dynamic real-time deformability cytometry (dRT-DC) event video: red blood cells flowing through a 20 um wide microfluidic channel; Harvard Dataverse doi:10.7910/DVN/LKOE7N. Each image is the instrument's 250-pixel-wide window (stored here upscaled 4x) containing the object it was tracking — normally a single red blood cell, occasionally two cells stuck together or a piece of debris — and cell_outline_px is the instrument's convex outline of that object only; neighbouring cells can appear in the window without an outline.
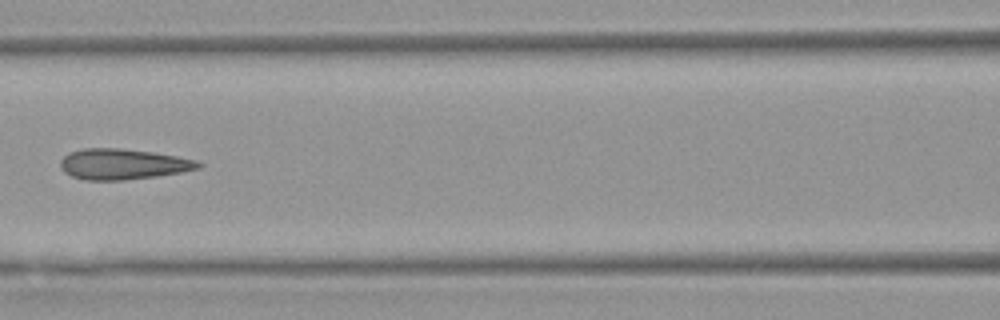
{"species": "Egyptian fruit bat (a non-hibernating species)", "species_latin": "Rousettus aegyptiacus", "temperature_condition": "warm", "stored_images_in_passage": 5, "camera_frame_rate_fps": 3000, "um_per_image_px": 0.085, "animal": {"sex": "female"}, "frame": {"image": 1, "passage_image": 4, "time_ms": 3.667, "image_size_px": [1000, 320], "cell_outline_px": [[204, 164], [200, 168], [180, 172], [156, 176], [124, 180], [84, 180], [72, 176], [64, 172], [60, 168], [60, 160], [68, 152], [84, 148], [120, 148], [152, 152], [176, 156], [196, 160]], "centroid_in_image_um": [10.42, 13.95], "position_along_channel_um": 156.2, "area_um2": 24.68}}
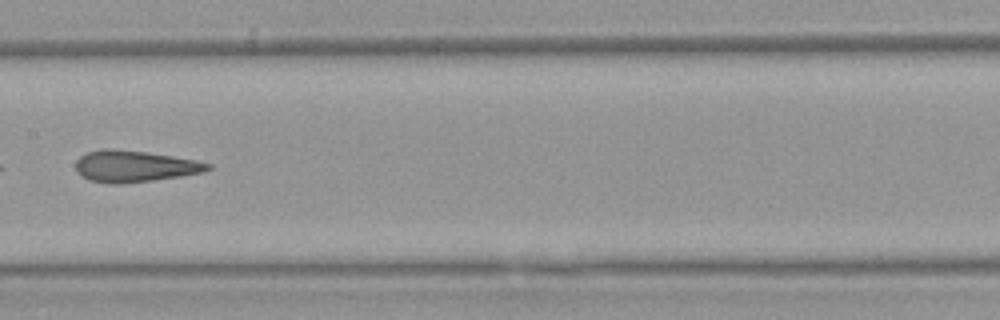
{"frame": {"image": 2, "passage_image": 5, "time_ms": 4.667, "image_size_px": [1000, 320], "cell_outline_px": [[212, 168], [204, 172], [180, 176], [152, 180], [88, 180], [76, 168], [76, 160], [80, 156], [88, 152], [104, 148], [112, 148], [148, 152], [196, 160], [212, 164]], "centroid_in_image_um": [11.52, 14.06], "position_along_channel_um": 195.9, "area_um2": 23.12}}